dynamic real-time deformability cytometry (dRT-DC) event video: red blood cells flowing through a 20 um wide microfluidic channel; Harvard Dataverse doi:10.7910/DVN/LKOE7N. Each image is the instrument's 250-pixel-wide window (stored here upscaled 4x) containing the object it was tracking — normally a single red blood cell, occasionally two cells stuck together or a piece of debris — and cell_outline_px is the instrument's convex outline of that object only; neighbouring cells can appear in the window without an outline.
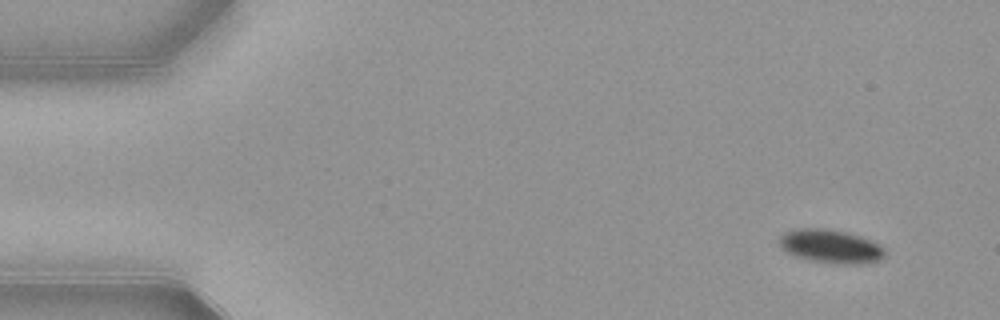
{"species": "common noctule bat (a hibernating species)", "species_latin": "Nyctalus noctula", "temperature_condition": "warm", "stored_images_in_passage": 50, "camera_frame_rate_fps": 3000, "um_per_image_px": 0.085, "animal": {"sex": "female", "body_mass_g": 21.9}, "frame": {"image": 1, "passage_image": 1, "time_ms": 0.0, "image_size_px": [1000, 320], "cell_outline_px": [[884, 256], [880, 260], [868, 264], [832, 264], [812, 260], [796, 256], [780, 248], [776, 240], [784, 232], [796, 228], [824, 228], [848, 232], [872, 240], [880, 244], [884, 248]], "centroid_in_image_um": [70.6, 20.93], "position_along_channel_um": 14.4, "area_um2": 21.1}}
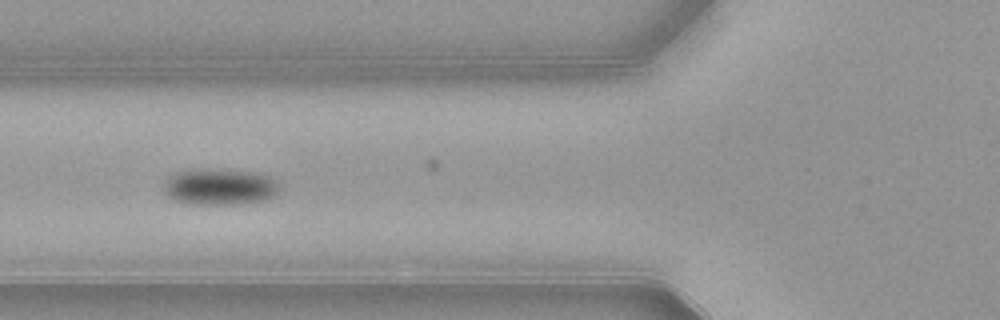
{"frame": {"image": 2, "passage_image": 17, "time_ms": 5.333, "image_size_px": [1000, 320], "cell_outline_px": [[280, 188], [276, 196], [268, 200], [248, 204], [192, 204], [172, 200], [164, 192], [164, 180], [172, 172], [196, 168], [204, 168], [252, 172], [272, 176], [276, 180]], "centroid_in_image_um": [18.68, 15.88], "position_along_channel_um": 107.1, "area_um2": 25.32}}
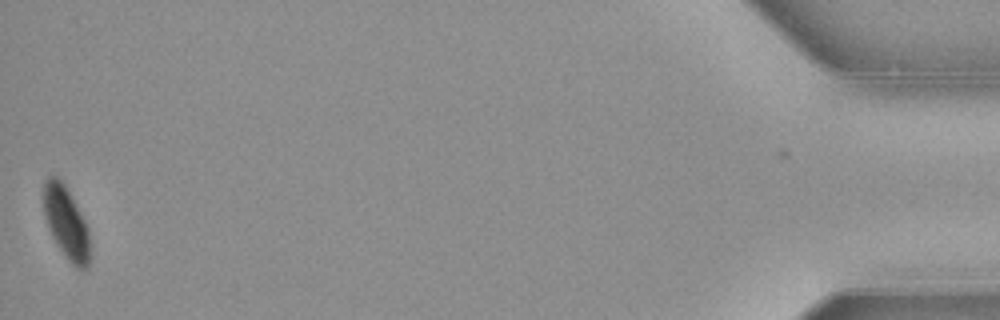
{"frame": {"image": 3, "passage_image": 50, "time_ms": 16.333, "image_size_px": [1000, 320], "cell_outline_px": [[92, 256], [88, 268], [76, 268], [64, 256], [52, 236], [44, 216], [40, 196], [44, 180], [48, 176], [56, 176], [68, 188], [88, 228], [92, 252]], "centroid_in_image_um": [5.61, 18.92], "position_along_channel_um": 429.6, "area_um2": 20.35}, "authors_computed_cell_mechanics": {"area_um2": 22.831, "velocity_mm_per_s": 3.8579, "shape_relaxation_time_tau1_ms": 3.2888, "shape_relaxation_time_tau2_ms": null, "deformation_change_tau1": 0.0801, "deformation_change_tau2": null}}